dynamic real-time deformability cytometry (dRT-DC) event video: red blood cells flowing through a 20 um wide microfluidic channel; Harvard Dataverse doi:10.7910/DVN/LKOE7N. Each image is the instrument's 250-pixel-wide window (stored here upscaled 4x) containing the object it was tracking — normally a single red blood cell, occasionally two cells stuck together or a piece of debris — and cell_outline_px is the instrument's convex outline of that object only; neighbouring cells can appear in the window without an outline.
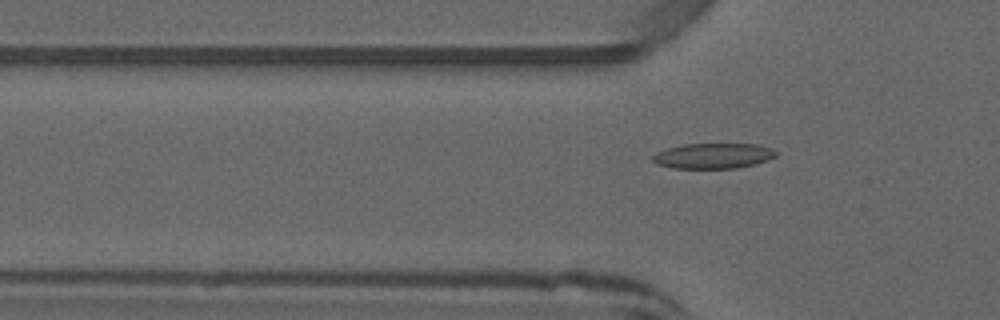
{"species": "common noctule bat (a hibernating species)", "species_latin": "Nyctalus noctula", "temperature_condition": "warm", "stored_images_in_passage": 10, "camera_frame_rate_fps": 3000, "um_per_image_px": 0.085, "animal": {"sex": "male", "forearm_length_mm": 52.5}, "frame": {"image": 1, "passage_image": 10, "time_ms": 3.0, "image_size_px": [1000, 320], "cell_outline_px": [[780, 152], [776, 156], [768, 160], [756, 164], [736, 168], [672, 168], [656, 164], [652, 160], [652, 156], [656, 152], [668, 148], [684, 144], [756, 144], [772, 148]], "centroid_in_image_um": [60.65, 13.25], "position_along_channel_um": 65.1, "area_um2": 18.38}}